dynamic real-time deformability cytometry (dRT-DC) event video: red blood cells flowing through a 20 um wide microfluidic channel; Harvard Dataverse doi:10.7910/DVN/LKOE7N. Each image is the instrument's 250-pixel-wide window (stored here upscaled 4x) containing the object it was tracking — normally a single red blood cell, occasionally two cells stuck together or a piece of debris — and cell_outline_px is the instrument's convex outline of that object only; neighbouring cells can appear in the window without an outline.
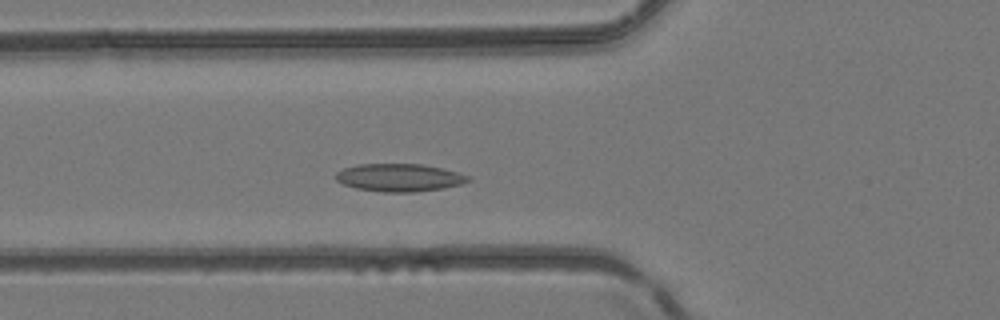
{"species": "common noctule bat (a hibernating species)", "species_latin": "Nyctalus noctula", "temperature_condition": "room temperature", "stored_images_in_passage": 38, "camera_frame_rate_fps": 3000, "um_per_image_px": 0.085, "animal": {"sex": "female", "body_mass_g": 24.6, "forearm_length_mm": 56.2}, "frame": {"image": 1, "passage_image": 10, "time_ms": 3.0, "image_size_px": [1000, 320], "cell_outline_px": [[472, 180], [460, 184], [444, 188], [412, 192], [384, 192], [356, 188], [344, 184], [336, 180], [336, 172], [344, 168], [360, 164], [420, 164], [440, 168], [456, 172], [468, 176]], "centroid_in_image_um": [33.93, 15.1], "position_along_channel_um": 91.9, "area_um2": 21.15}}
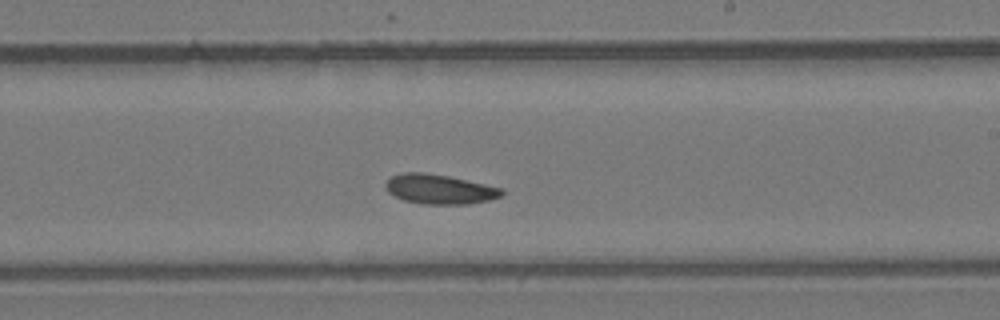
{"frame": {"image": 2, "passage_image": 20, "time_ms": 6.333, "image_size_px": [1000, 320], "cell_outline_px": [[504, 192], [500, 196], [488, 200], [468, 204], [424, 204], [404, 200], [388, 192], [384, 184], [392, 176], [404, 172], [424, 172], [448, 176], [504, 188]], "centroid_in_image_um": [37.36, 16.08], "position_along_channel_um": 251.6, "area_um2": 19.94}}
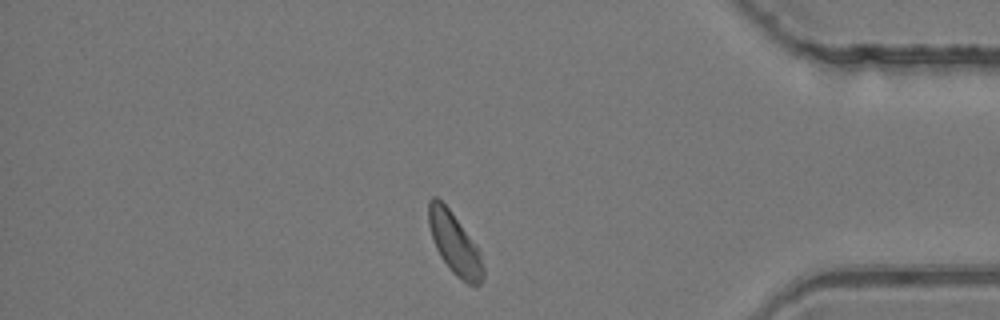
{"frame": {"image": 3, "passage_image": 31, "time_ms": 10.0, "image_size_px": [1000, 320], "cell_outline_px": [[484, 280], [476, 288], [468, 284], [456, 276], [448, 268], [440, 256], [436, 248], [428, 224], [428, 200], [432, 196], [436, 196], [452, 212], [476, 244], [480, 252], [484, 268]], "centroid_in_image_um": [38.66, 20.74], "position_along_channel_um": 396.5, "area_um2": 19.83}}